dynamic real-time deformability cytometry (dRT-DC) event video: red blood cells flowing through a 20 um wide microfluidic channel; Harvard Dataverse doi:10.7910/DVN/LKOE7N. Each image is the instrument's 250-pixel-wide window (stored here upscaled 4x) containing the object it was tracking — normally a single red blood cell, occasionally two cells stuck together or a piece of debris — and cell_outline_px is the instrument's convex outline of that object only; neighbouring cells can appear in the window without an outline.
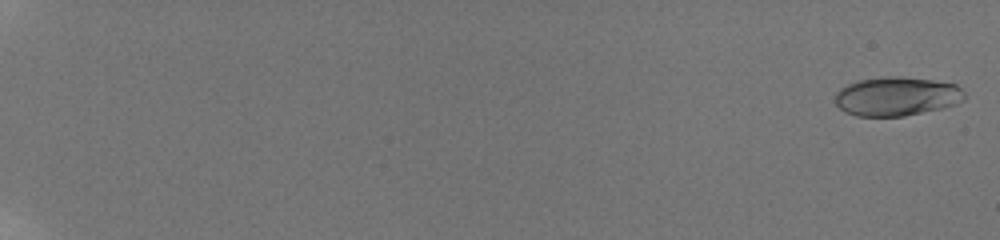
{"species": "human", "species_latin": "Homo sapiens", "temperature_condition": "room temperature", "stored_images_in_passage": 23, "camera_frame_rate_fps": 3000, "um_per_image_px": 0.085, "donor": {"sex": "male"}, "frame": {"image": 1, "passage_image": 1, "time_ms": 0.0, "image_size_px": [1000, 240], "cell_outline_px": [[964, 100], [956, 104], [944, 108], [904, 116], [856, 116], [844, 112], [836, 104], [836, 92], [840, 88], [848, 84], [860, 80], [888, 76], [900, 76], [932, 80], [956, 84], [964, 92]], "centroid_in_image_um": [76.22, 8.19], "position_along_channel_um": 8.8, "area_um2": 29.42}}
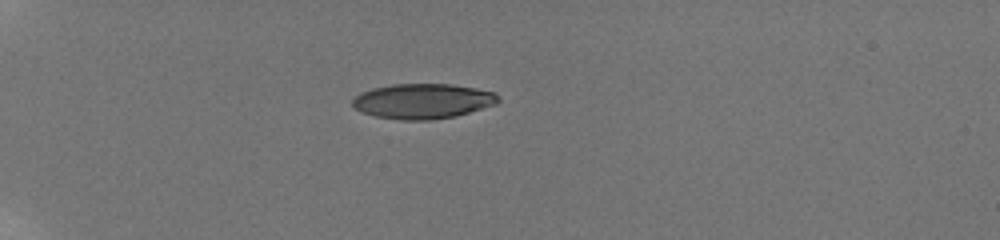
{"frame": {"image": 2, "passage_image": 19, "time_ms": 6.333, "image_size_px": [1000, 240], "cell_outline_px": [[500, 100], [496, 104], [456, 116], [432, 120], [400, 120], [376, 116], [360, 112], [352, 108], [352, 100], [360, 92], [372, 88], [392, 84], [448, 84], [476, 88], [496, 92], [500, 96]], "centroid_in_image_um": [35.92, 8.6], "position_along_channel_um": 49.1, "area_um2": 30.06}}